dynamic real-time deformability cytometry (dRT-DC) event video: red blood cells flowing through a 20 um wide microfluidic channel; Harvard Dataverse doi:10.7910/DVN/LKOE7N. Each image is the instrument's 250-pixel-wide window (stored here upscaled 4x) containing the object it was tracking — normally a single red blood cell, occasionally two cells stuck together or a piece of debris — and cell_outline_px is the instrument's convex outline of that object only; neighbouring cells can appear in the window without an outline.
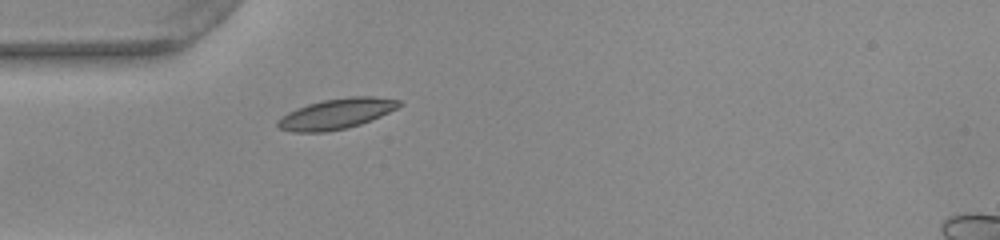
{"species": "common noctule bat (a hibernating species)", "species_latin": "Nyctalus noctula", "temperature_condition": "warm", "stored_images_in_passage": 38, "camera_frame_rate_fps": 3000, "um_per_image_px": 0.085, "animal": {"sex": "female", "body_mass_g": 22.0, "forearm_length_mm": 56.7}, "frame": {"image": 1, "passage_image": 1, "time_ms": 0.0, "image_size_px": [1000, 240], "cell_outline_px": [[404, 104], [380, 116], [360, 124], [348, 128], [328, 132], [292, 132], [280, 128], [276, 124], [276, 120], [288, 112], [296, 108], [308, 104], [324, 100], [352, 96], [372, 96], [400, 100]], "centroid_in_image_um": [28.58, 9.67], "position_along_channel_um": 56.4, "area_um2": 21.5}}
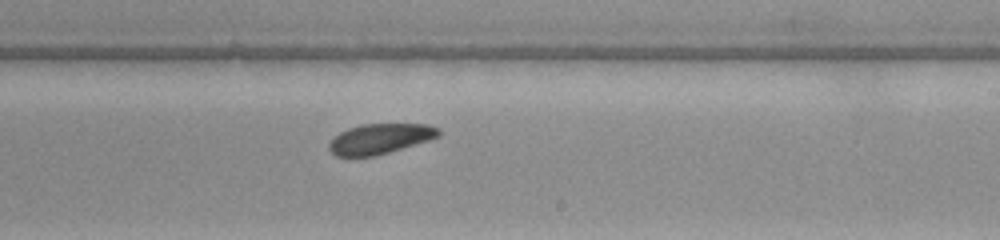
{"frame": {"image": 2, "passage_image": 17, "time_ms": 5.333, "image_size_px": [1000, 240], "cell_outline_px": [[440, 136], [428, 140], [388, 152], [372, 156], [336, 156], [328, 148], [328, 144], [340, 132], [348, 128], [364, 124], [428, 124], [440, 128]], "centroid_in_image_um": [32.31, 11.78], "position_along_channel_um": 256.7, "area_um2": 19.02}}
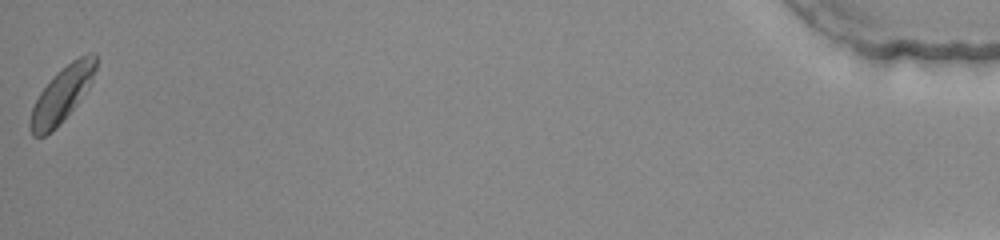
{"frame": {"image": 3, "passage_image": 38, "time_ms": 12.333, "image_size_px": [1000, 240], "cell_outline_px": [[96, 68], [92, 80], [76, 104], [56, 128], [52, 132], [44, 136], [32, 136], [28, 128], [28, 124], [32, 108], [40, 92], [56, 72], [72, 60], [88, 52], [96, 52]], "centroid_in_image_um": [5.24, 8.03], "position_along_channel_um": 430.0, "area_um2": 20.92}, "authors_computed_cell_mechanics": {"area_um2": 20.0277, "velocity_mm_per_s": 3.8674, "shape_relaxation_time_tau1_ms": 1.6885, "shape_relaxation_time_tau2_ms": null, "deformation_change_tau1": 0.0562, "deformation_change_tau2": null}}